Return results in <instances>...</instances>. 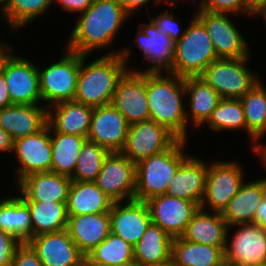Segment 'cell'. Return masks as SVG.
I'll return each mask as SVG.
<instances>
[{"label": "cell", "instance_id": "4316f807", "mask_svg": "<svg viewBox=\"0 0 266 266\" xmlns=\"http://www.w3.org/2000/svg\"><path fill=\"white\" fill-rule=\"evenodd\" d=\"M92 113L93 107L75 100L61 102L48 108L47 124L55 132L87 137Z\"/></svg>", "mask_w": 266, "mask_h": 266}, {"label": "cell", "instance_id": "836d02e7", "mask_svg": "<svg viewBox=\"0 0 266 266\" xmlns=\"http://www.w3.org/2000/svg\"><path fill=\"white\" fill-rule=\"evenodd\" d=\"M87 137L62 134L51 128V171L71 177L77 166L81 147Z\"/></svg>", "mask_w": 266, "mask_h": 266}, {"label": "cell", "instance_id": "ac0fdd59", "mask_svg": "<svg viewBox=\"0 0 266 266\" xmlns=\"http://www.w3.org/2000/svg\"><path fill=\"white\" fill-rule=\"evenodd\" d=\"M129 125L112 104L94 107L87 140L109 152H121L126 143Z\"/></svg>", "mask_w": 266, "mask_h": 266}, {"label": "cell", "instance_id": "cb8c5ba5", "mask_svg": "<svg viewBox=\"0 0 266 266\" xmlns=\"http://www.w3.org/2000/svg\"><path fill=\"white\" fill-rule=\"evenodd\" d=\"M66 230L86 256L111 233L109 212L69 216Z\"/></svg>", "mask_w": 266, "mask_h": 266}, {"label": "cell", "instance_id": "bcb514c9", "mask_svg": "<svg viewBox=\"0 0 266 266\" xmlns=\"http://www.w3.org/2000/svg\"><path fill=\"white\" fill-rule=\"evenodd\" d=\"M11 100L9 95V89L4 75L0 74V109L10 106Z\"/></svg>", "mask_w": 266, "mask_h": 266}, {"label": "cell", "instance_id": "f546056e", "mask_svg": "<svg viewBox=\"0 0 266 266\" xmlns=\"http://www.w3.org/2000/svg\"><path fill=\"white\" fill-rule=\"evenodd\" d=\"M171 256L176 266H226L221 247L197 244L183 239H172Z\"/></svg>", "mask_w": 266, "mask_h": 266}, {"label": "cell", "instance_id": "f35d334b", "mask_svg": "<svg viewBox=\"0 0 266 266\" xmlns=\"http://www.w3.org/2000/svg\"><path fill=\"white\" fill-rule=\"evenodd\" d=\"M110 152L94 142L86 140L77 158V166L70 177L72 181L95 182Z\"/></svg>", "mask_w": 266, "mask_h": 266}, {"label": "cell", "instance_id": "b9f144b4", "mask_svg": "<svg viewBox=\"0 0 266 266\" xmlns=\"http://www.w3.org/2000/svg\"><path fill=\"white\" fill-rule=\"evenodd\" d=\"M21 242L8 232L0 229V266H10L14 253Z\"/></svg>", "mask_w": 266, "mask_h": 266}, {"label": "cell", "instance_id": "5b68a950", "mask_svg": "<svg viewBox=\"0 0 266 266\" xmlns=\"http://www.w3.org/2000/svg\"><path fill=\"white\" fill-rule=\"evenodd\" d=\"M219 59L203 23L194 15L184 35L175 43L171 74L181 77L200 76Z\"/></svg>", "mask_w": 266, "mask_h": 266}, {"label": "cell", "instance_id": "ba28073f", "mask_svg": "<svg viewBox=\"0 0 266 266\" xmlns=\"http://www.w3.org/2000/svg\"><path fill=\"white\" fill-rule=\"evenodd\" d=\"M244 182V172L236 161H215L208 163L205 194L200 208L220 212L238 192ZM208 205V206H207Z\"/></svg>", "mask_w": 266, "mask_h": 266}, {"label": "cell", "instance_id": "7bdbcfd3", "mask_svg": "<svg viewBox=\"0 0 266 266\" xmlns=\"http://www.w3.org/2000/svg\"><path fill=\"white\" fill-rule=\"evenodd\" d=\"M10 266H43V264L37 252L26 242L18 246Z\"/></svg>", "mask_w": 266, "mask_h": 266}, {"label": "cell", "instance_id": "44dd1931", "mask_svg": "<svg viewBox=\"0 0 266 266\" xmlns=\"http://www.w3.org/2000/svg\"><path fill=\"white\" fill-rule=\"evenodd\" d=\"M71 178L53 171L30 174L16 185L24 202H67Z\"/></svg>", "mask_w": 266, "mask_h": 266}, {"label": "cell", "instance_id": "ee69618b", "mask_svg": "<svg viewBox=\"0 0 266 266\" xmlns=\"http://www.w3.org/2000/svg\"><path fill=\"white\" fill-rule=\"evenodd\" d=\"M94 0H54L60 7L68 12H85L92 4Z\"/></svg>", "mask_w": 266, "mask_h": 266}, {"label": "cell", "instance_id": "30bf717a", "mask_svg": "<svg viewBox=\"0 0 266 266\" xmlns=\"http://www.w3.org/2000/svg\"><path fill=\"white\" fill-rule=\"evenodd\" d=\"M232 240L227 234L225 249L226 266H265L266 265V230L258 224H238ZM230 242V243H229Z\"/></svg>", "mask_w": 266, "mask_h": 266}, {"label": "cell", "instance_id": "c3c4849f", "mask_svg": "<svg viewBox=\"0 0 266 266\" xmlns=\"http://www.w3.org/2000/svg\"><path fill=\"white\" fill-rule=\"evenodd\" d=\"M13 138L0 127V152H13Z\"/></svg>", "mask_w": 266, "mask_h": 266}, {"label": "cell", "instance_id": "74e56055", "mask_svg": "<svg viewBox=\"0 0 266 266\" xmlns=\"http://www.w3.org/2000/svg\"><path fill=\"white\" fill-rule=\"evenodd\" d=\"M212 131L239 130L247 131L244 107L240 99L221 98L205 123Z\"/></svg>", "mask_w": 266, "mask_h": 266}, {"label": "cell", "instance_id": "db71d44e", "mask_svg": "<svg viewBox=\"0 0 266 266\" xmlns=\"http://www.w3.org/2000/svg\"><path fill=\"white\" fill-rule=\"evenodd\" d=\"M113 266H139V265L135 261H132V262H127L124 264L113 265Z\"/></svg>", "mask_w": 266, "mask_h": 266}, {"label": "cell", "instance_id": "60d3db41", "mask_svg": "<svg viewBox=\"0 0 266 266\" xmlns=\"http://www.w3.org/2000/svg\"><path fill=\"white\" fill-rule=\"evenodd\" d=\"M151 19L156 23V31L170 36L175 43L179 41L185 33V29L181 31L178 21L169 10Z\"/></svg>", "mask_w": 266, "mask_h": 266}, {"label": "cell", "instance_id": "8992f818", "mask_svg": "<svg viewBox=\"0 0 266 266\" xmlns=\"http://www.w3.org/2000/svg\"><path fill=\"white\" fill-rule=\"evenodd\" d=\"M65 54L55 63L38 68L40 94L47 108L74 100L81 65V54L65 49Z\"/></svg>", "mask_w": 266, "mask_h": 266}, {"label": "cell", "instance_id": "7dc6e473", "mask_svg": "<svg viewBox=\"0 0 266 266\" xmlns=\"http://www.w3.org/2000/svg\"><path fill=\"white\" fill-rule=\"evenodd\" d=\"M255 224H258L262 229L266 230V194L257 207L255 213Z\"/></svg>", "mask_w": 266, "mask_h": 266}, {"label": "cell", "instance_id": "3957f363", "mask_svg": "<svg viewBox=\"0 0 266 266\" xmlns=\"http://www.w3.org/2000/svg\"><path fill=\"white\" fill-rule=\"evenodd\" d=\"M146 73L149 120L168 128L179 139L187 140V118L184 109V77L171 73Z\"/></svg>", "mask_w": 266, "mask_h": 266}, {"label": "cell", "instance_id": "f1b7e54d", "mask_svg": "<svg viewBox=\"0 0 266 266\" xmlns=\"http://www.w3.org/2000/svg\"><path fill=\"white\" fill-rule=\"evenodd\" d=\"M113 201L95 182L72 181L67 200L68 216L109 212Z\"/></svg>", "mask_w": 266, "mask_h": 266}, {"label": "cell", "instance_id": "e575fe53", "mask_svg": "<svg viewBox=\"0 0 266 266\" xmlns=\"http://www.w3.org/2000/svg\"><path fill=\"white\" fill-rule=\"evenodd\" d=\"M31 214L33 237L65 230L67 202H25Z\"/></svg>", "mask_w": 266, "mask_h": 266}, {"label": "cell", "instance_id": "4dcf8cb0", "mask_svg": "<svg viewBox=\"0 0 266 266\" xmlns=\"http://www.w3.org/2000/svg\"><path fill=\"white\" fill-rule=\"evenodd\" d=\"M240 100L244 107L246 133L252 141V151L257 153L261 146L259 139L266 135V88L262 85L261 80Z\"/></svg>", "mask_w": 266, "mask_h": 266}, {"label": "cell", "instance_id": "d6a6232c", "mask_svg": "<svg viewBox=\"0 0 266 266\" xmlns=\"http://www.w3.org/2000/svg\"><path fill=\"white\" fill-rule=\"evenodd\" d=\"M0 229L10 233L21 243H26L33 237L30 210L21 196L0 200Z\"/></svg>", "mask_w": 266, "mask_h": 266}, {"label": "cell", "instance_id": "e0dca14e", "mask_svg": "<svg viewBox=\"0 0 266 266\" xmlns=\"http://www.w3.org/2000/svg\"><path fill=\"white\" fill-rule=\"evenodd\" d=\"M136 41L132 44H137L142 50L144 60L146 59L151 64L144 71L133 69L140 73H170L173 69L175 42L170 36L156 31V23L150 18L149 23H141L138 26ZM166 69V70H165Z\"/></svg>", "mask_w": 266, "mask_h": 266}, {"label": "cell", "instance_id": "7402d4cb", "mask_svg": "<svg viewBox=\"0 0 266 266\" xmlns=\"http://www.w3.org/2000/svg\"><path fill=\"white\" fill-rule=\"evenodd\" d=\"M48 121V108L40 104H12L0 109V127L13 140L33 135L42 130Z\"/></svg>", "mask_w": 266, "mask_h": 266}, {"label": "cell", "instance_id": "52a82bcc", "mask_svg": "<svg viewBox=\"0 0 266 266\" xmlns=\"http://www.w3.org/2000/svg\"><path fill=\"white\" fill-rule=\"evenodd\" d=\"M248 58H219L213 61L200 77L221 98L241 99L259 81V76L247 68Z\"/></svg>", "mask_w": 266, "mask_h": 266}, {"label": "cell", "instance_id": "681fc988", "mask_svg": "<svg viewBox=\"0 0 266 266\" xmlns=\"http://www.w3.org/2000/svg\"><path fill=\"white\" fill-rule=\"evenodd\" d=\"M251 15L263 17L266 24V0H252Z\"/></svg>", "mask_w": 266, "mask_h": 266}, {"label": "cell", "instance_id": "ab89813d", "mask_svg": "<svg viewBox=\"0 0 266 266\" xmlns=\"http://www.w3.org/2000/svg\"><path fill=\"white\" fill-rule=\"evenodd\" d=\"M201 1V2H200ZM199 10L214 13H230L233 15H251L252 0H200Z\"/></svg>", "mask_w": 266, "mask_h": 266}, {"label": "cell", "instance_id": "4fadbf2b", "mask_svg": "<svg viewBox=\"0 0 266 266\" xmlns=\"http://www.w3.org/2000/svg\"><path fill=\"white\" fill-rule=\"evenodd\" d=\"M2 74L5 77L11 104H40L38 66L13 53L5 61Z\"/></svg>", "mask_w": 266, "mask_h": 266}, {"label": "cell", "instance_id": "83f0119b", "mask_svg": "<svg viewBox=\"0 0 266 266\" xmlns=\"http://www.w3.org/2000/svg\"><path fill=\"white\" fill-rule=\"evenodd\" d=\"M185 94L189 100L186 118L192 120L195 127L204 125L212 111L221 100L220 95L200 76L184 77ZM191 118V119H190Z\"/></svg>", "mask_w": 266, "mask_h": 266}, {"label": "cell", "instance_id": "6da1fadb", "mask_svg": "<svg viewBox=\"0 0 266 266\" xmlns=\"http://www.w3.org/2000/svg\"><path fill=\"white\" fill-rule=\"evenodd\" d=\"M131 17L118 0H94L80 16L72 30L68 43L69 50L89 55L102 47L113 44L115 36L125 20Z\"/></svg>", "mask_w": 266, "mask_h": 266}, {"label": "cell", "instance_id": "7a4b0ae2", "mask_svg": "<svg viewBox=\"0 0 266 266\" xmlns=\"http://www.w3.org/2000/svg\"><path fill=\"white\" fill-rule=\"evenodd\" d=\"M130 48L106 53L87 63L89 55L81 54V65L74 100L90 107L111 104L119 80L129 70L127 59Z\"/></svg>", "mask_w": 266, "mask_h": 266}, {"label": "cell", "instance_id": "d590c367", "mask_svg": "<svg viewBox=\"0 0 266 266\" xmlns=\"http://www.w3.org/2000/svg\"><path fill=\"white\" fill-rule=\"evenodd\" d=\"M92 266H113L134 261V247L112 232L86 255Z\"/></svg>", "mask_w": 266, "mask_h": 266}, {"label": "cell", "instance_id": "484cf974", "mask_svg": "<svg viewBox=\"0 0 266 266\" xmlns=\"http://www.w3.org/2000/svg\"><path fill=\"white\" fill-rule=\"evenodd\" d=\"M208 212L199 207L181 237L193 243L221 247L225 251L229 226L220 212Z\"/></svg>", "mask_w": 266, "mask_h": 266}, {"label": "cell", "instance_id": "9c48e42d", "mask_svg": "<svg viewBox=\"0 0 266 266\" xmlns=\"http://www.w3.org/2000/svg\"><path fill=\"white\" fill-rule=\"evenodd\" d=\"M179 138L165 126L152 120L129 125L121 152L135 164L144 158L171 148Z\"/></svg>", "mask_w": 266, "mask_h": 266}, {"label": "cell", "instance_id": "d6986e66", "mask_svg": "<svg viewBox=\"0 0 266 266\" xmlns=\"http://www.w3.org/2000/svg\"><path fill=\"white\" fill-rule=\"evenodd\" d=\"M28 243L43 266H80L86 260L66 229L34 236Z\"/></svg>", "mask_w": 266, "mask_h": 266}, {"label": "cell", "instance_id": "7c38bea8", "mask_svg": "<svg viewBox=\"0 0 266 266\" xmlns=\"http://www.w3.org/2000/svg\"><path fill=\"white\" fill-rule=\"evenodd\" d=\"M136 164L122 152H110L95 183L113 202L133 200Z\"/></svg>", "mask_w": 266, "mask_h": 266}, {"label": "cell", "instance_id": "f5cc1de1", "mask_svg": "<svg viewBox=\"0 0 266 266\" xmlns=\"http://www.w3.org/2000/svg\"><path fill=\"white\" fill-rule=\"evenodd\" d=\"M256 154H260V156L262 157L261 160H263L261 163H263L265 165L264 167H266V145L262 144L257 150Z\"/></svg>", "mask_w": 266, "mask_h": 266}, {"label": "cell", "instance_id": "9f6ffc18", "mask_svg": "<svg viewBox=\"0 0 266 266\" xmlns=\"http://www.w3.org/2000/svg\"><path fill=\"white\" fill-rule=\"evenodd\" d=\"M80 266H92L86 260Z\"/></svg>", "mask_w": 266, "mask_h": 266}, {"label": "cell", "instance_id": "d4e9b609", "mask_svg": "<svg viewBox=\"0 0 266 266\" xmlns=\"http://www.w3.org/2000/svg\"><path fill=\"white\" fill-rule=\"evenodd\" d=\"M266 194V178L243 182L221 213L229 227L255 223V213Z\"/></svg>", "mask_w": 266, "mask_h": 266}, {"label": "cell", "instance_id": "1f68e13d", "mask_svg": "<svg viewBox=\"0 0 266 266\" xmlns=\"http://www.w3.org/2000/svg\"><path fill=\"white\" fill-rule=\"evenodd\" d=\"M134 247V261L139 265L159 263L171 257L172 238L157 224L150 223Z\"/></svg>", "mask_w": 266, "mask_h": 266}, {"label": "cell", "instance_id": "f907efd6", "mask_svg": "<svg viewBox=\"0 0 266 266\" xmlns=\"http://www.w3.org/2000/svg\"><path fill=\"white\" fill-rule=\"evenodd\" d=\"M10 45H5L4 43H2V41L0 40V74L2 73V69L4 66L5 61L8 59V57L12 54L10 50L11 47H9Z\"/></svg>", "mask_w": 266, "mask_h": 266}, {"label": "cell", "instance_id": "603a6c76", "mask_svg": "<svg viewBox=\"0 0 266 266\" xmlns=\"http://www.w3.org/2000/svg\"><path fill=\"white\" fill-rule=\"evenodd\" d=\"M208 165L196 156H189L169 182L166 195L191 200L199 207L205 194Z\"/></svg>", "mask_w": 266, "mask_h": 266}, {"label": "cell", "instance_id": "2e32d148", "mask_svg": "<svg viewBox=\"0 0 266 266\" xmlns=\"http://www.w3.org/2000/svg\"><path fill=\"white\" fill-rule=\"evenodd\" d=\"M145 203L152 223L160 226L172 239L183 235L193 214L199 209L191 200L166 194L152 197Z\"/></svg>", "mask_w": 266, "mask_h": 266}, {"label": "cell", "instance_id": "f6af8a7d", "mask_svg": "<svg viewBox=\"0 0 266 266\" xmlns=\"http://www.w3.org/2000/svg\"><path fill=\"white\" fill-rule=\"evenodd\" d=\"M118 1L122 3L124 9L130 16H132L133 13L136 12V10L138 11L141 6L147 5V3L150 2V0H118ZM154 1L157 4L162 3L160 0H154Z\"/></svg>", "mask_w": 266, "mask_h": 266}, {"label": "cell", "instance_id": "8d00e7d4", "mask_svg": "<svg viewBox=\"0 0 266 266\" xmlns=\"http://www.w3.org/2000/svg\"><path fill=\"white\" fill-rule=\"evenodd\" d=\"M54 0H4L0 5L1 17L12 31L25 27L37 17L46 13Z\"/></svg>", "mask_w": 266, "mask_h": 266}, {"label": "cell", "instance_id": "8fae6325", "mask_svg": "<svg viewBox=\"0 0 266 266\" xmlns=\"http://www.w3.org/2000/svg\"><path fill=\"white\" fill-rule=\"evenodd\" d=\"M195 16L203 23L218 58L239 59L250 57L248 44L228 13L199 10Z\"/></svg>", "mask_w": 266, "mask_h": 266}, {"label": "cell", "instance_id": "ffe728a7", "mask_svg": "<svg viewBox=\"0 0 266 266\" xmlns=\"http://www.w3.org/2000/svg\"><path fill=\"white\" fill-rule=\"evenodd\" d=\"M114 202L110 211L111 232L134 246L152 222L148 206L143 201Z\"/></svg>", "mask_w": 266, "mask_h": 266}, {"label": "cell", "instance_id": "277c9868", "mask_svg": "<svg viewBox=\"0 0 266 266\" xmlns=\"http://www.w3.org/2000/svg\"><path fill=\"white\" fill-rule=\"evenodd\" d=\"M185 145L186 140L179 139L171 148L136 163L135 200L146 202L152 197L166 194L169 182L190 156L183 150Z\"/></svg>", "mask_w": 266, "mask_h": 266}, {"label": "cell", "instance_id": "5bb4252c", "mask_svg": "<svg viewBox=\"0 0 266 266\" xmlns=\"http://www.w3.org/2000/svg\"><path fill=\"white\" fill-rule=\"evenodd\" d=\"M13 154L20 162L16 183L30 174L51 171V127L47 124L38 133L15 140Z\"/></svg>", "mask_w": 266, "mask_h": 266}, {"label": "cell", "instance_id": "9a60e30c", "mask_svg": "<svg viewBox=\"0 0 266 266\" xmlns=\"http://www.w3.org/2000/svg\"><path fill=\"white\" fill-rule=\"evenodd\" d=\"M111 104L129 124L149 120L146 73L129 69L119 80Z\"/></svg>", "mask_w": 266, "mask_h": 266}, {"label": "cell", "instance_id": "11a10c76", "mask_svg": "<svg viewBox=\"0 0 266 266\" xmlns=\"http://www.w3.org/2000/svg\"><path fill=\"white\" fill-rule=\"evenodd\" d=\"M161 2H163L164 3V1H165V3H166V1H167V3H169L170 4V7L172 8L173 6L174 7H177L176 5H178V2H176V1H173V0H160Z\"/></svg>", "mask_w": 266, "mask_h": 266}, {"label": "cell", "instance_id": "816d5d0a", "mask_svg": "<svg viewBox=\"0 0 266 266\" xmlns=\"http://www.w3.org/2000/svg\"><path fill=\"white\" fill-rule=\"evenodd\" d=\"M142 266H176V265H175V261L173 257L171 256L165 261L154 263V264L142 265Z\"/></svg>", "mask_w": 266, "mask_h": 266}]
</instances>
